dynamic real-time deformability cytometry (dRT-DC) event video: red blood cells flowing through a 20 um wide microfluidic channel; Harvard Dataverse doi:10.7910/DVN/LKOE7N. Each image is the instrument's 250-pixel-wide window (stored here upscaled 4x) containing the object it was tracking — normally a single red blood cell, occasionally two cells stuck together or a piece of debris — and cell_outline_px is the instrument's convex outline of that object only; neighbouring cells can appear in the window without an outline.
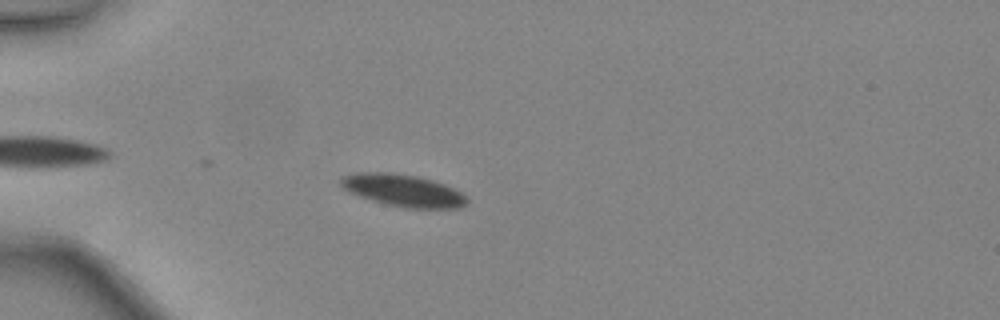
{"species": "common noctule bat (a hibernating species)", "species_latin": "Nyctalus noctula", "temperature_condition": "warm", "stored_images_in_passage": 32, "camera_frame_rate_fps": 3000, "um_per_image_px": 0.085, "animal": {"sex": "female", "body_mass_g": 24.6, "forearm_length_mm": 56.2}, "frame": {"image": 1, "passage_image": 5, "time_ms": 1.333, "image_size_px": [1000, 320], "cell_outline_px": [[468, 204], [460, 208], [404, 208], [384, 204], [348, 192], [340, 184], [340, 180], [344, 176], [356, 172], [388, 172], [416, 176], [432, 180], [444, 184], [460, 192], [468, 200]], "centroid_in_image_um": [34.25, 16.19], "position_along_channel_um": 50.7, "area_um2": 23.58}}
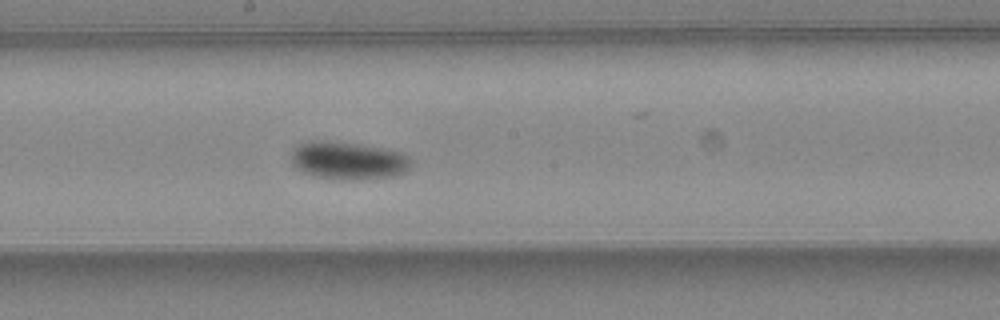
{"frame": {"image": 2, "passage_image": 18, "time_ms": 5.667, "image_size_px": [1000, 320], "cell_outline_px": [[412, 164], [404, 172], [392, 176], [356, 180], [340, 180], [316, 176], [300, 172], [292, 164], [292, 148], [296, 144], [312, 140], [324, 140], [356, 144], [380, 148], [400, 152], [408, 156]], "centroid_in_image_um": [29.53, 13.65], "position_along_channel_um": 218.7, "area_um2": 26.47}}
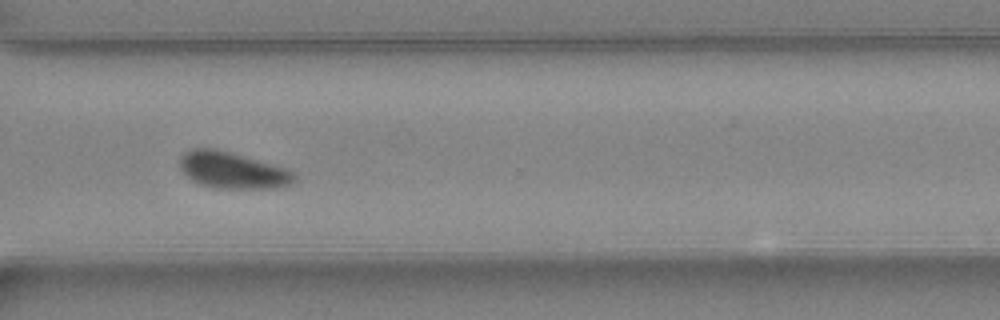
{"frame": {"image": 3, "passage_image": 27, "time_ms": 8.667, "image_size_px": [1000, 320], "cell_outline_px": [[296, 180], [292, 184], [284, 188], [212, 188], [200, 184], [192, 180], [180, 168], [180, 156], [184, 152], [192, 148], [216, 148], [284, 168], [292, 172], [296, 176]], "centroid_in_image_um": [19.75, 14.48], "position_along_channel_um": 350.8, "area_um2": 24.28}, "authors_computed_cell_mechanics": {"area_um2": 24.5939, "velocity_mm_per_s": 4.4106, "shape_relaxation_time_tau1_ms": 2.4306, "shape_relaxation_time_tau2_ms": null, "deformation_change_tau1": 0.076, "deformation_change_tau2": null}}